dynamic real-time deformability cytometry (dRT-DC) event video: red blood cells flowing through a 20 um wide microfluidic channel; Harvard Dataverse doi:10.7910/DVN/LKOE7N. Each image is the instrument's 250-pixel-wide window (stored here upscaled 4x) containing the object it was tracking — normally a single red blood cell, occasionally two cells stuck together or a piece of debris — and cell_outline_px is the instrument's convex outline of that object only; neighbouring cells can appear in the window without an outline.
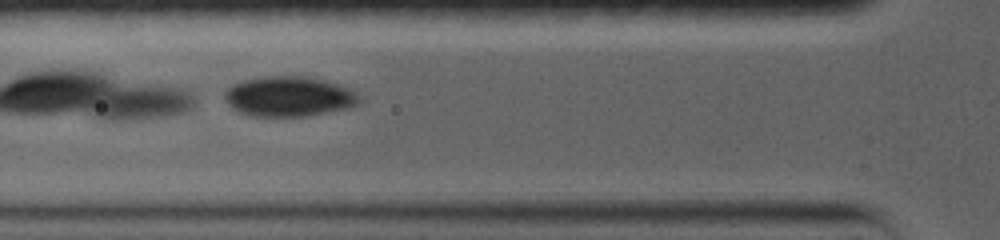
{"species": "common noctule bat (a hibernating species)", "species_latin": "Nyctalus noctula", "temperature_condition": "warm", "stored_images_in_passage": 11, "camera_frame_rate_fps": 5000, "um_per_image_px": 0.085, "animal": {"sex": "female", "body_mass_g": 19.0, "forearm_length_mm": 56.7}, "frame": {"image": 1, "passage_image": 10, "time_ms": 1.8, "image_size_px": [1000, 240], "cell_outline_px": [[364, 100], [360, 104], [352, 108], [304, 116], [248, 116], [236, 112], [224, 100], [224, 88], [232, 84], [244, 80], [264, 76], [304, 76], [324, 80], [340, 84], [356, 92]], "centroid_in_image_um": [24.56, 8.2], "position_along_channel_um": 101.2, "area_um2": 32.14}}